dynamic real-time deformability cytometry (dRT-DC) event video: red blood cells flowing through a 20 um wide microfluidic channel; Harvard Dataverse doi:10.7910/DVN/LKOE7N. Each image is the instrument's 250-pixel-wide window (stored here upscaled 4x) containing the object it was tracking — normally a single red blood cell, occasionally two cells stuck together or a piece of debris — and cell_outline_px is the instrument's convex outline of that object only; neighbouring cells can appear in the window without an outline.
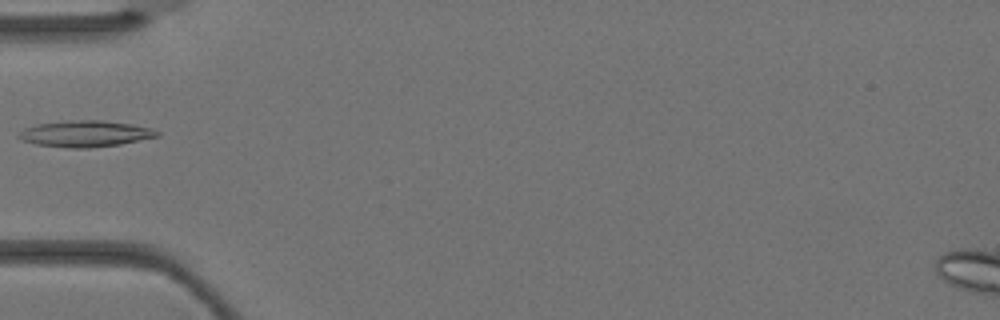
{"species": "Egyptian fruit bat (a non-hibernating species)", "species_latin": "Rousettus aegyptiacus", "temperature_condition": "warm", "stored_images_in_passage": 3, "camera_frame_rate_fps": 3000, "um_per_image_px": 0.085, "animal": {"sex": "female"}, "frame": {"image": 1, "passage_image": 3, "time_ms": 0.667, "image_size_px": [1000, 320], "cell_outline_px": [[160, 136], [120, 144], [88, 148], [68, 148], [36, 144], [24, 140], [16, 136], [24, 128], [36, 124], [64, 120], [100, 120], [132, 124], [152, 128], [160, 132]], "centroid_in_image_um": [7.26, 11.36], "position_along_channel_um": 77.7, "area_um2": 21.27}}